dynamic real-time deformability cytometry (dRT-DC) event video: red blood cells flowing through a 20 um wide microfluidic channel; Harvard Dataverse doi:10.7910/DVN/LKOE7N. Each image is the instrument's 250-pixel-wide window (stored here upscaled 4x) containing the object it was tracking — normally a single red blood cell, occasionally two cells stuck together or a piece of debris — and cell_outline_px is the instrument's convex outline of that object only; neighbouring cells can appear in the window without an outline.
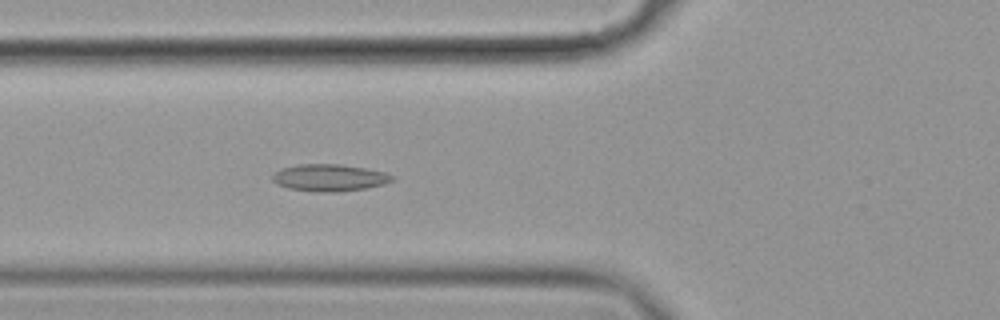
{"species": "common noctule bat (a hibernating species)", "species_latin": "Nyctalus noctula", "temperature_condition": "cold", "stored_images_in_passage": 6, "camera_frame_rate_fps": 3000, "um_per_image_px": 0.085, "animal": {"sex": "female", "body_mass_g": 19.9}, "frame": {"image": 1, "passage_image": 6, "time_ms": 1.667, "image_size_px": [1000, 320], "cell_outline_px": [[396, 176], [392, 180], [384, 184], [364, 188], [336, 192], [320, 192], [288, 188], [276, 184], [272, 180], [272, 176], [280, 168], [300, 164], [340, 164], [364, 168], [384, 172]], "centroid_in_image_um": [27.98, 15.1], "position_along_channel_um": 97.8, "area_um2": 18.73}}